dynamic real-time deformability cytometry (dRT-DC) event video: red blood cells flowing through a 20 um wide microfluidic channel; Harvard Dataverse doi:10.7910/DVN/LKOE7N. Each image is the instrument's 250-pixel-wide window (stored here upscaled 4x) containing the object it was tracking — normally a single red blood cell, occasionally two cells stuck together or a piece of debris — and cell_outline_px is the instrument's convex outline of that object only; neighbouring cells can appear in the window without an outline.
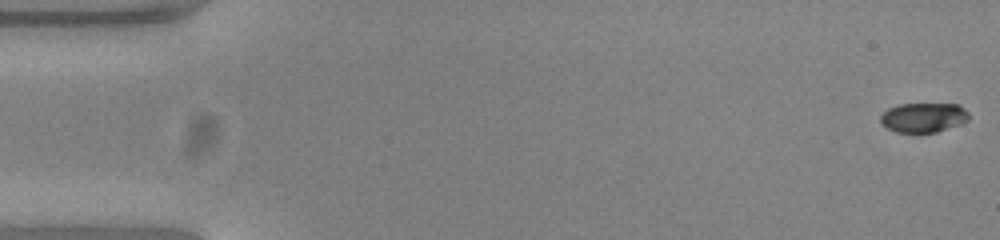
{"species": "common noctule bat (a hibernating species)", "species_latin": "Nyctalus noctula", "temperature_condition": "warm", "stored_images_in_passage": 11, "camera_frame_rate_fps": 3000, "um_per_image_px": 0.085, "animal": {"sex": "female", "body_mass_g": 23.0, "forearm_length_mm": 53.4}, "frame": {"image": 1, "passage_image": 1, "time_ms": 0.0, "image_size_px": [1000, 240], "cell_outline_px": [[968, 120], [960, 124], [936, 132], [896, 132], [888, 128], [880, 120], [880, 116], [888, 108], [900, 104], [956, 104], [964, 108], [968, 112]], "centroid_in_image_um": [78.5, 9.98], "position_along_channel_um": 6.5, "area_um2": 15.03}}